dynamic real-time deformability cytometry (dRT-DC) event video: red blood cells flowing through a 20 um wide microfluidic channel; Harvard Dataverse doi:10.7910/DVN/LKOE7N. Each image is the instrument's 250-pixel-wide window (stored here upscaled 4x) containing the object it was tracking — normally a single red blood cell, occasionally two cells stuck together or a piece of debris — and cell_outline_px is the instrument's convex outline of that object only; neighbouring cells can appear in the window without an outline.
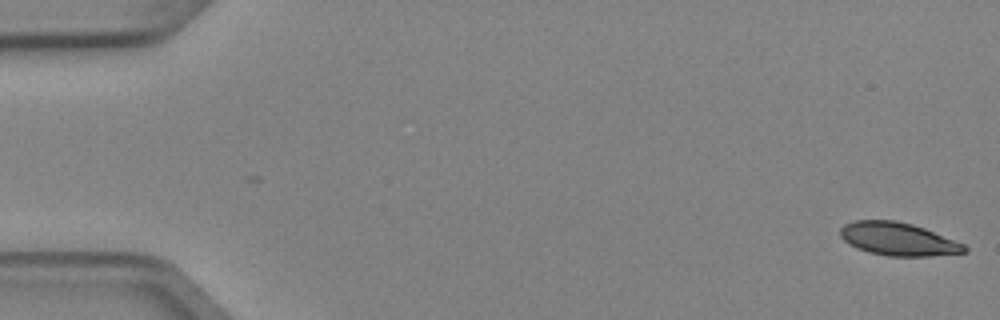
{"species": "Egyptian fruit bat (a non-hibernating species)", "species_latin": "Rousettus aegyptiacus", "temperature_condition": "cold", "stored_images_in_passage": 4, "camera_frame_rate_fps": 3000, "um_per_image_px": 0.085, "animal": {"sex": "female"}, "frame": {"image": 1, "passage_image": 1, "time_ms": 0.0, "image_size_px": [1000, 320], "cell_outline_px": [[968, 252], [928, 256], [888, 256], [868, 252], [844, 240], [840, 236], [840, 228], [844, 224], [856, 220], [896, 220], [912, 224], [924, 228], [964, 244], [968, 248]], "centroid_in_image_um": [76.35, 20.31], "position_along_channel_um": 8.6, "area_um2": 23.7}}